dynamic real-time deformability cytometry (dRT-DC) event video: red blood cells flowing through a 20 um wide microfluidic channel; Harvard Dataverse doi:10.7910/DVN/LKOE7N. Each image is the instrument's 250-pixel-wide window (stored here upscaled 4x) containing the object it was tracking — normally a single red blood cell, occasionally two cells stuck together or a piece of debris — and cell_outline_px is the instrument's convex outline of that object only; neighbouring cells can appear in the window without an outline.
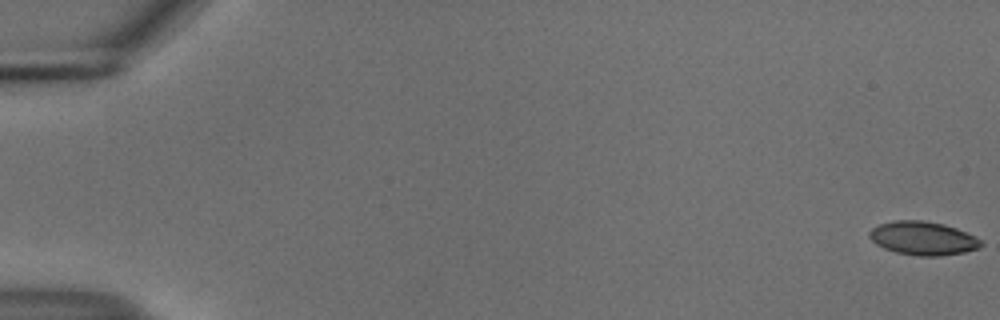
{"species": "common noctule bat (a hibernating species)", "species_latin": "Nyctalus noctula", "temperature_condition": "cold", "stored_images_in_passage": 56, "camera_frame_rate_fps": 3000, "um_per_image_px": 0.085, "animal": {"sex": "male", "body_mass_g": 18.8}, "frame": {"image": 1, "passage_image": 1, "time_ms": 0.0, "image_size_px": [1000, 320], "cell_outline_px": [[984, 244], [980, 248], [964, 252], [940, 256], [920, 256], [896, 252], [884, 248], [876, 244], [868, 236], [868, 232], [872, 228], [880, 224], [892, 220], [924, 220], [944, 224], [956, 228], [976, 236]], "centroid_in_image_um": [78.46, 20.25], "position_along_channel_um": 6.5, "area_um2": 21.96}}
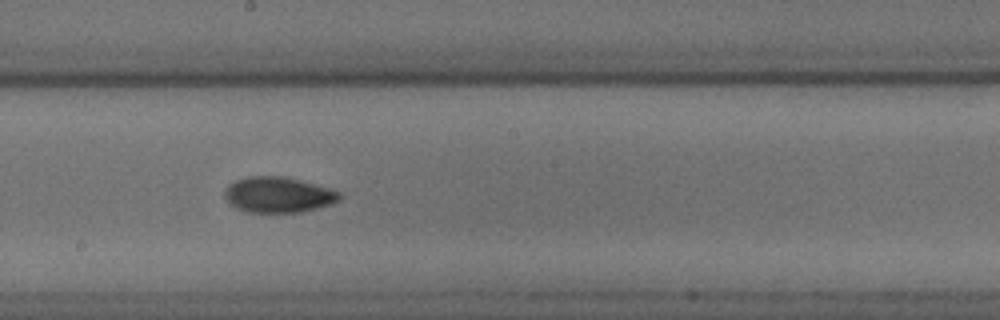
{"frame": {"image": 2, "passage_image": 32, "time_ms": 10.333, "image_size_px": [1000, 320], "cell_outline_px": [[340, 200], [304, 212], [248, 212], [236, 208], [228, 204], [224, 196], [224, 192], [228, 184], [236, 180], [248, 176], [284, 176], [328, 188], [340, 192]], "centroid_in_image_um": [23.59, 16.55], "position_along_channel_um": 224.6, "area_um2": 23.76}}
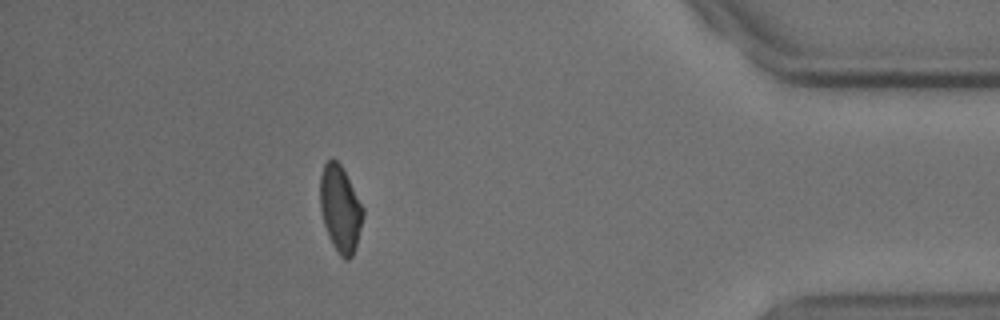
{"frame": {"image": 3, "passage_image": 50, "time_ms": 16.333, "image_size_px": [1000, 320], "cell_outline_px": [[364, 216], [356, 248], [352, 256], [348, 260], [344, 260], [340, 256], [332, 244], [324, 224], [320, 208], [320, 176], [324, 164], [332, 156], [340, 164], [364, 208]], "centroid_in_image_um": [28.93, 17.76], "position_along_channel_um": 406.3, "area_um2": 21.68}, "authors_computed_cell_mechanics": {"area_um2": 22.1663, "velocity_mm_per_s": 3.71, "shape_relaxation_time_tau1_ms": 3.8953, "shape_relaxation_time_tau2_ms": 1.9552, "deformation_change_tau1": 0.1069, "deformation_change_tau2": 0.0473}}